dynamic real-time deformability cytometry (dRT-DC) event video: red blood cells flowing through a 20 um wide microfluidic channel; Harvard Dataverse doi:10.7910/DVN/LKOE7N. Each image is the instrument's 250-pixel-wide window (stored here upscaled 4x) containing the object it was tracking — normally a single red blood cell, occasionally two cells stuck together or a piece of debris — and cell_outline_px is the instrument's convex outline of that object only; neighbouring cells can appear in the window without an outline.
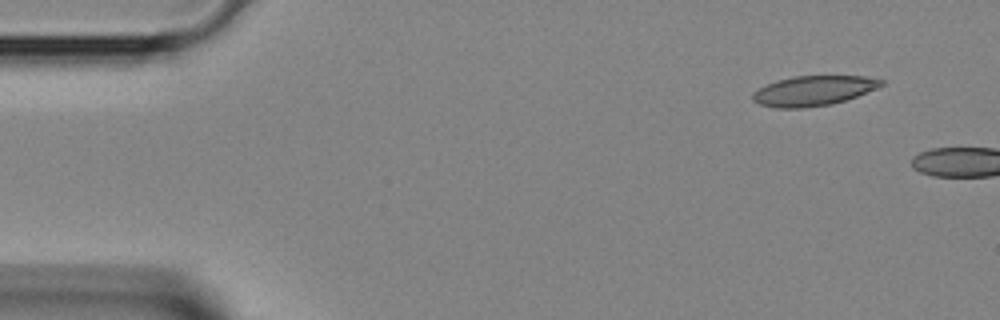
{"species": "Egyptian fruit bat (a non-hibernating species)", "species_latin": "Rousettus aegyptiacus", "temperature_condition": "room temperature", "stored_images_in_passage": 3, "camera_frame_rate_fps": 3000, "um_per_image_px": 0.085, "animal": {"sex": "female"}, "frame": {"image": 1, "passage_image": 1, "time_ms": 0.0, "image_size_px": [1000, 320], "cell_outline_px": [[884, 84], [876, 88], [856, 96], [832, 104], [804, 108], [776, 108], [760, 104], [752, 100], [752, 92], [776, 80], [792, 76], [864, 76], [884, 80]], "centroid_in_image_um": [69.11, 7.71], "position_along_channel_um": 15.9, "area_um2": 22.31}}